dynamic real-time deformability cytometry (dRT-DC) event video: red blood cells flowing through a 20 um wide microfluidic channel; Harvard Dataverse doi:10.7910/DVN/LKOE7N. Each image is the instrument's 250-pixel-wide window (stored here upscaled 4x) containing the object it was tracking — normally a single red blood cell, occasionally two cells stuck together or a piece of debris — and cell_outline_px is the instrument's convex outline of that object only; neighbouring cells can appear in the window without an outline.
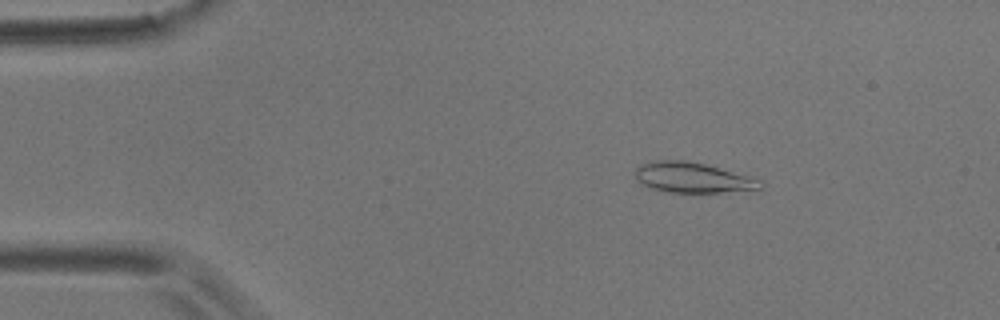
{"species": "common noctule bat (a hibernating species)", "species_latin": "Nyctalus noctula", "temperature_condition": "room temperature", "stored_images_in_passage": 52, "camera_frame_rate_fps": 3000, "um_per_image_px": 0.085, "animal": {"sex": "male", "body_mass_g": 17.9}, "frame": {"image": 1, "passage_image": 9, "time_ms": 2.667, "image_size_px": [1000, 320], "cell_outline_px": [[764, 188], [720, 192], [668, 192], [648, 188], [640, 184], [636, 180], [636, 168], [640, 164], [652, 160], [684, 160], [704, 164], [760, 180], [764, 184]], "centroid_in_image_um": [58.78, 15.1], "position_along_channel_um": 26.2, "area_um2": 21.91}}
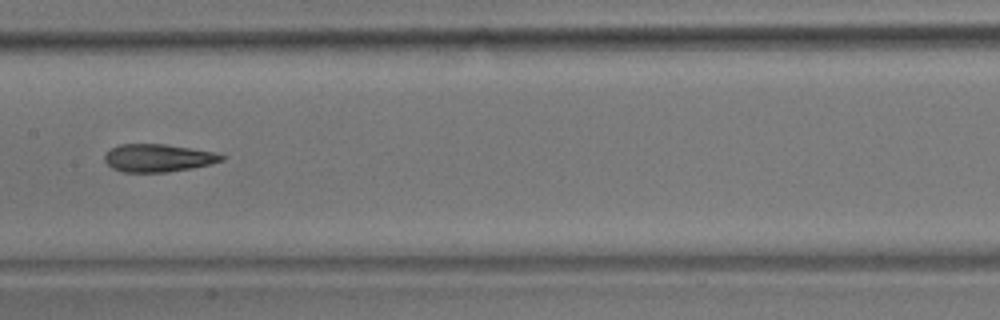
{"frame": {"image": 2, "passage_image": 28, "time_ms": 9.0, "image_size_px": [1000, 320], "cell_outline_px": [[228, 156], [224, 160], [192, 168], [168, 172], [120, 172], [112, 168], [104, 160], [104, 156], [112, 148], [120, 144], [164, 144], [216, 152]], "centroid_in_image_um": [13.46, 13.43], "position_along_channel_um": 193.9, "area_um2": 18.96}}
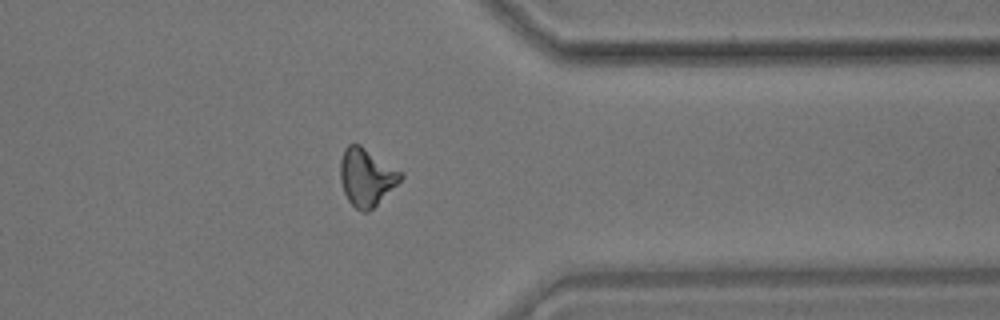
{"frame": {"image": 3, "passage_image": 44, "time_ms": 14.333, "image_size_px": [1000, 320], "cell_outline_px": [[404, 176], [368, 212], [364, 212], [356, 208], [348, 200], [344, 192], [340, 180], [340, 160], [344, 148], [348, 144], [360, 144], [404, 172]], "centroid_in_image_um": [31.14, 15.01], "position_along_channel_um": 380.3, "area_um2": 20.17}}